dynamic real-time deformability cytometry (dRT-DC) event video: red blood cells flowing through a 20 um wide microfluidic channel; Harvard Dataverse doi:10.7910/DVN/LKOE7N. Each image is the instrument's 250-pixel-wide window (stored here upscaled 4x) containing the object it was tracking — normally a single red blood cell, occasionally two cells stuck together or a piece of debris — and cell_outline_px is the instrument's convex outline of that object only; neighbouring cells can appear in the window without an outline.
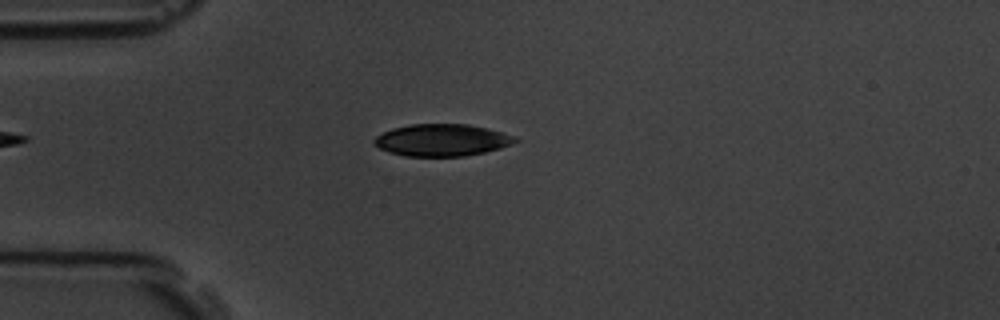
{"species": "common noctule bat (a hibernating species)", "species_latin": "Nyctalus noctula", "temperature_condition": "room temperature", "stored_images_in_passage": 5, "camera_frame_rate_fps": 3000, "um_per_image_px": 0.085, "animal": {"sex": "male", "body_mass_g": 19.5, "forearm_length_mm": 54.6}, "frame": {"image": 1, "passage_image": 4, "time_ms": 3.667, "image_size_px": [1000, 320], "cell_outline_px": [[520, 140], [500, 148], [484, 152], [464, 156], [404, 156], [388, 152], [372, 144], [372, 140], [376, 136], [392, 128], [412, 124], [468, 124], [516, 136]], "centroid_in_image_um": [37.52, 11.91], "position_along_channel_um": 47.5, "area_um2": 26.24}}